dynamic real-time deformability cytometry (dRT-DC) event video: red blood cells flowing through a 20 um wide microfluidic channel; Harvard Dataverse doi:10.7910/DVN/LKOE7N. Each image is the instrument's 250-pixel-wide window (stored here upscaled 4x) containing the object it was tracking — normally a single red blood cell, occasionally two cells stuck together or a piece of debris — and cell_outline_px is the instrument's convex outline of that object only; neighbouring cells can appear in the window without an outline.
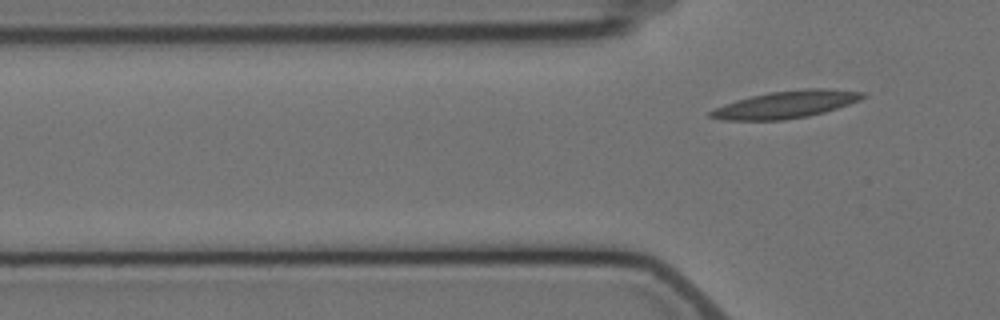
{"species": "Egyptian fruit bat (a non-hibernating species)", "species_latin": "Rousettus aegyptiacus", "temperature_condition": "cold", "stored_images_in_passage": 6, "segment_of_instrument_passage": [2, 2], "camera_frame_rate_fps": 3000, "um_per_image_px": 0.085, "animal": {"sex": "female"}, "frame": {"image": 1, "passage_image": 6, "time_ms": 6.0, "image_size_px": [1000, 320], "cell_outline_px": [[868, 96], [860, 100], [824, 112], [808, 116], [784, 120], [720, 120], [708, 116], [708, 112], [724, 104], [736, 100], [768, 92], [804, 88], [824, 88], [864, 92]], "centroid_in_image_um": [66.81, 8.88], "position_along_channel_um": 59.0, "area_um2": 24.22}}